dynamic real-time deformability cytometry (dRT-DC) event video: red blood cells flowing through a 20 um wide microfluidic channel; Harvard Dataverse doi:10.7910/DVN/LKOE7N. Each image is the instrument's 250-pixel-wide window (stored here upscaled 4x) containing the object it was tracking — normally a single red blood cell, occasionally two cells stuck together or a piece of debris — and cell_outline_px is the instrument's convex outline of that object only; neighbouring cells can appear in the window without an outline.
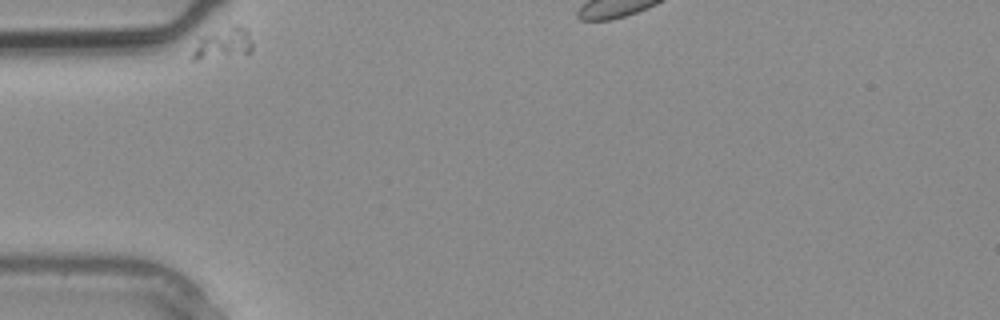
{"species": "common noctule bat (a hibernating species)", "species_latin": "Nyctalus noctula", "temperature_condition": "warm", "stored_images_in_passage": 1, "camera_frame_rate_fps": 3000, "um_per_image_px": 0.085, "animal": {"sex": "male", "body_mass_g": 20.4}, "frame": {"image": 1, "passage_image": 1, "time_ms": 0.0, "image_size_px": [1000, 320], "cell_outline_px": [[252, 52], [196, 60], [192, 60], [192, 52], [200, 36], [232, 24], [240, 24], [248, 32], [252, 40]], "centroid_in_image_um": [18.97, 3.65], "position_along_channel_um": 66.0, "area_um2": 10.87}}